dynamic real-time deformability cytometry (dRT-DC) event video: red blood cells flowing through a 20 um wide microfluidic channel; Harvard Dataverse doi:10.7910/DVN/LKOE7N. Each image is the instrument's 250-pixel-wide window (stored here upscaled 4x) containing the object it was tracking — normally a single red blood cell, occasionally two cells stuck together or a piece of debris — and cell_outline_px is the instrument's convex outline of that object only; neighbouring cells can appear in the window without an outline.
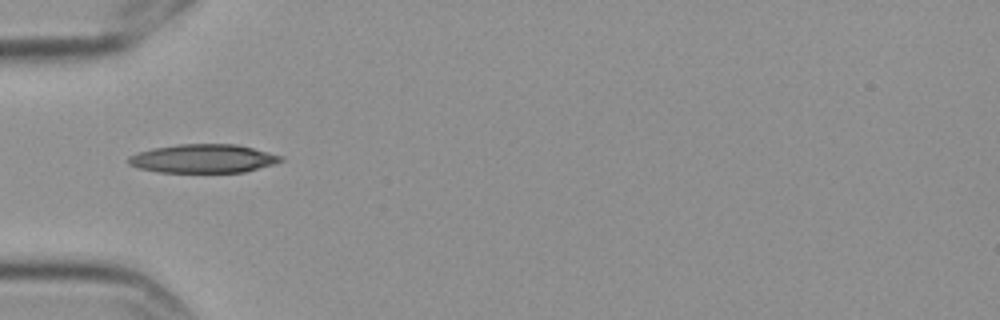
{"species": "Egyptian fruit bat (a non-hibernating species)", "species_latin": "Rousettus aegyptiacus", "temperature_condition": "cold", "stored_images_in_passage": 7, "camera_frame_rate_fps": 3000, "um_per_image_px": 0.085, "frame": {"image": 1, "passage_image": 1, "time_ms": 0.0, "image_size_px": [1000, 320], "cell_outline_px": [[284, 160], [272, 164], [244, 172], [160, 172], [136, 168], [128, 164], [128, 156], [140, 152], [156, 148], [176, 144], [236, 144], [284, 156]], "centroid_in_image_um": [17.26, 13.48], "position_along_channel_um": 67.7, "area_um2": 25.26}}
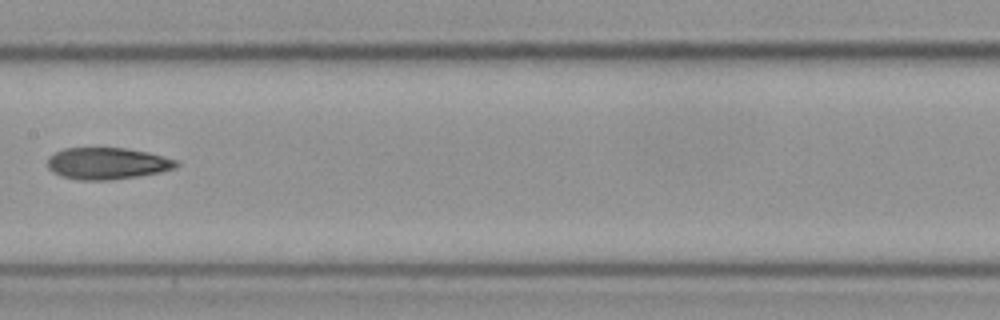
{"frame": {"image": 2, "passage_image": 4, "time_ms": 1.0, "image_size_px": [1000, 320], "cell_outline_px": [[180, 164], [176, 168], [160, 172], [136, 176], [108, 180], [76, 180], [60, 176], [52, 172], [48, 168], [48, 156], [64, 148], [124, 148], [148, 152], [180, 160]], "centroid_in_image_um": [9.13, 13.89], "position_along_channel_um": 198.3, "area_um2": 23.99}}
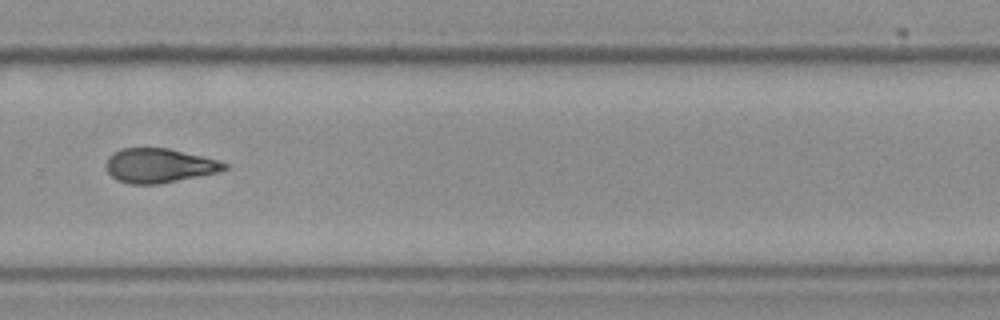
{"frame": {"image": 3, "passage_image": 7, "time_ms": 2.0, "image_size_px": [1000, 320], "cell_outline_px": [[228, 168], [220, 172], [160, 184], [128, 184], [116, 180], [108, 172], [108, 156], [112, 152], [120, 148], [168, 148], [216, 160], [228, 164]], "centroid_in_image_um": [13.52, 14.08], "position_along_channel_um": 316.3, "area_um2": 23.58}}